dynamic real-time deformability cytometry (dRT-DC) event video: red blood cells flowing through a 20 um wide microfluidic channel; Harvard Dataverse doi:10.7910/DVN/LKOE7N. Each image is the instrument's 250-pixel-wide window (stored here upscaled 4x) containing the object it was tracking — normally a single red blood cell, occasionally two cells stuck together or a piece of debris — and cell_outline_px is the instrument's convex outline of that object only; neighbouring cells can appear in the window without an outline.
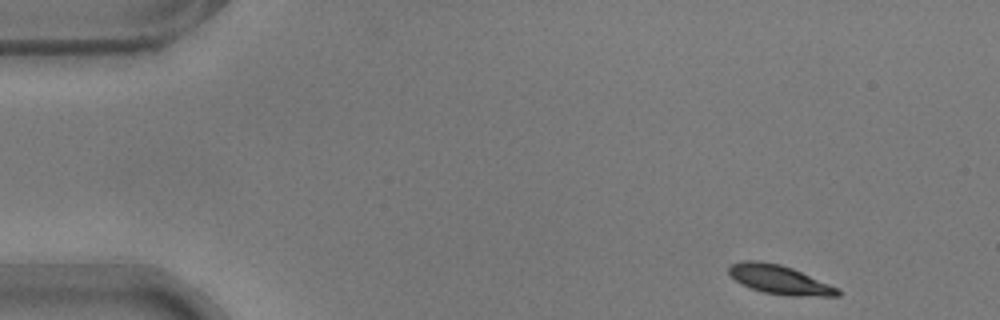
{"species": "common noctule bat (a hibernating species)", "species_latin": "Nyctalus noctula", "temperature_condition": "warm", "stored_images_in_passage": 10, "camera_frame_rate_fps": 3000, "um_per_image_px": 0.085, "animal": {"sex": "male", "body_mass_g": 17.9}, "frame": {"image": 1, "passage_image": 1, "time_ms": 0.0, "image_size_px": [1000, 320], "cell_outline_px": [[840, 296], [792, 296], [764, 292], [740, 284], [728, 272], [728, 268], [732, 264], [744, 260], [756, 260], [780, 264], [792, 268], [840, 288]], "centroid_in_image_um": [66.29, 23.77], "position_along_channel_um": 18.7, "area_um2": 18.32}}